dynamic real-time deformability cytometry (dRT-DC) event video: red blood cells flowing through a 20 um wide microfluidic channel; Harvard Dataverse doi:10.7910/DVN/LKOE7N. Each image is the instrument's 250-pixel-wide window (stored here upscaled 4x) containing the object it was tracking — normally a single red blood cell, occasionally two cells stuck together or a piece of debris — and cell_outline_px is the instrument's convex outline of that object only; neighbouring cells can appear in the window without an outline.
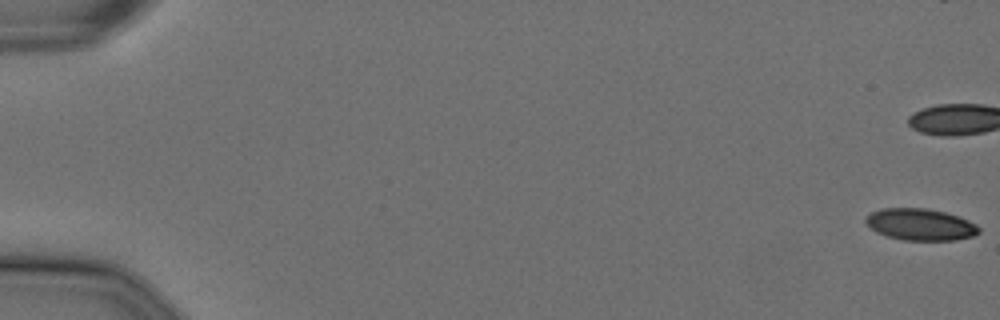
{"species": "Egyptian fruit bat (a non-hibernating species)", "species_latin": "Rousettus aegyptiacus", "temperature_condition": "cold", "stored_images_in_passage": 46, "camera_frame_rate_fps": 3000, "um_per_image_px": 0.085, "animal": {"sex": "female"}, "frame": {"image": 1, "passage_image": 1, "time_ms": 0.0, "image_size_px": [1000, 320], "cell_outline_px": [[980, 232], [972, 236], [956, 240], [904, 240], [888, 236], [876, 232], [864, 220], [872, 212], [880, 208], [924, 208], [944, 212], [968, 220], [976, 224], [980, 228]], "centroid_in_image_um": [78.24, 19.08], "position_along_channel_um": 6.8, "area_um2": 20.69}}